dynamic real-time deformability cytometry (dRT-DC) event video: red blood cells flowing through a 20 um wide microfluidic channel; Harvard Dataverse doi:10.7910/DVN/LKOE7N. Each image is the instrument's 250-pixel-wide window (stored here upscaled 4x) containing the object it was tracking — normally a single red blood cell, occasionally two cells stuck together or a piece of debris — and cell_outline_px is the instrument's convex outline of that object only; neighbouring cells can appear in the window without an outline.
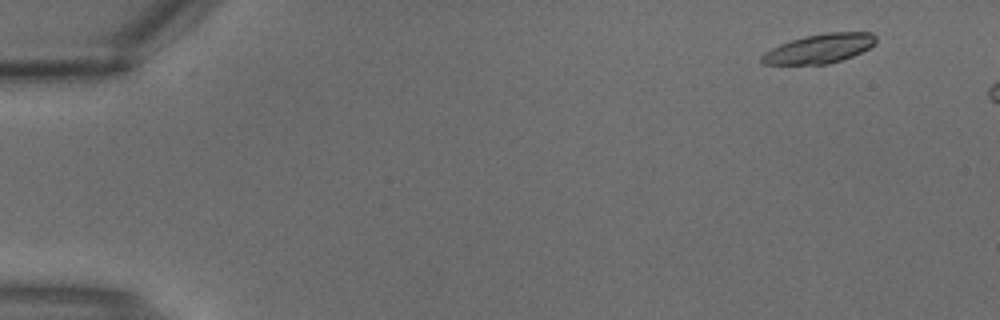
{"species": "common noctule bat (a hibernating species)", "species_latin": "Nyctalus noctula", "temperature_condition": "warm", "stored_images_in_passage": 2, "camera_frame_rate_fps": 3000, "um_per_image_px": 0.085, "animal": {"sex": "male", "body_mass_g": 18.8}, "frame": {"image": 1, "passage_image": 1, "time_ms": 0.0, "image_size_px": [1000, 320], "cell_outline_px": [[876, 40], [868, 48], [852, 56], [828, 64], [764, 64], [760, 60], [760, 56], [764, 52], [780, 44], [804, 36], [828, 32], [872, 32], [876, 36]], "centroid_in_image_um": [69.63, 4.12], "position_along_channel_um": 15.4, "area_um2": 19.25}}